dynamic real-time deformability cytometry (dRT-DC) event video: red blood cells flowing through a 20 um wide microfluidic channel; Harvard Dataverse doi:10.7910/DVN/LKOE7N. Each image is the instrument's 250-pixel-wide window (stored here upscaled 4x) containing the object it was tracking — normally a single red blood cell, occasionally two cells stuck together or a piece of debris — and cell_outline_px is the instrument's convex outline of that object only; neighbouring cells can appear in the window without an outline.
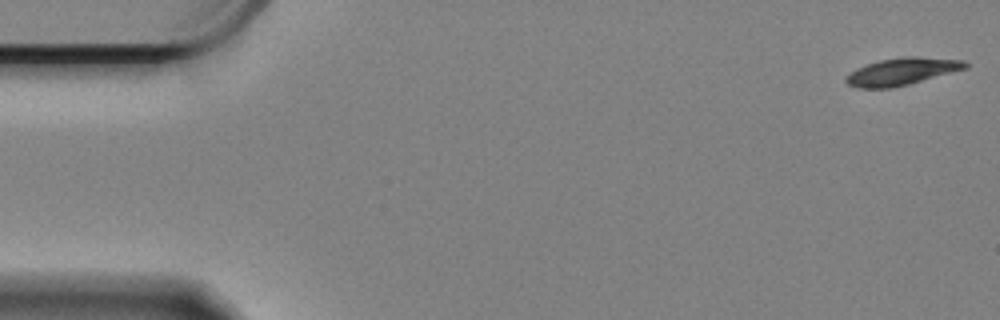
{"species": "Egyptian fruit bat (a non-hibernating species)", "species_latin": "Rousettus aegyptiacus", "temperature_condition": "cold", "stored_images_in_passage": 60, "camera_frame_rate_fps": 3000, "um_per_image_px": 0.085, "animal": {"sex": "female"}, "frame": {"image": 1, "passage_image": 1, "time_ms": 0.0, "image_size_px": [1000, 320], "cell_outline_px": [[968, 68], [908, 84], [892, 88], [856, 88], [848, 84], [844, 80], [844, 76], [856, 68], [880, 60], [904, 56], [916, 56], [964, 60], [968, 64]], "centroid_in_image_um": [76.64, 6.07], "position_along_channel_um": 8.4, "area_um2": 18.96}}
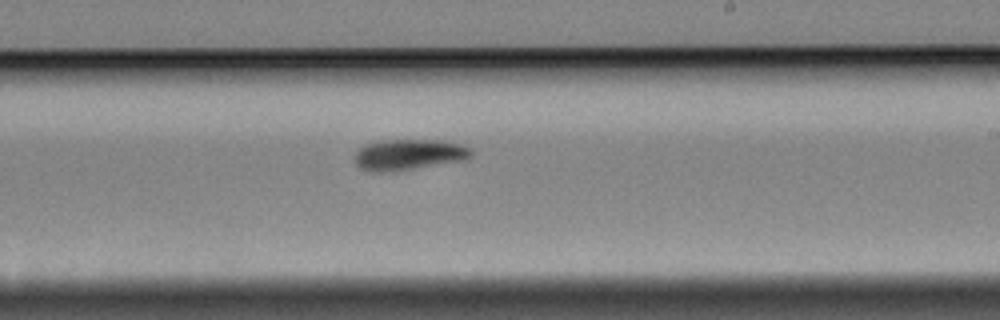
{"frame": {"image": 2, "passage_image": 35, "time_ms": 11.333, "image_size_px": [1000, 320], "cell_outline_px": [[472, 156], [468, 160], [412, 168], [380, 172], [372, 172], [360, 168], [356, 164], [356, 152], [364, 144], [384, 140], [444, 140], [472, 148]], "centroid_in_image_um": [34.78, 13.13], "position_along_channel_um": 254.2, "area_um2": 20.81}}
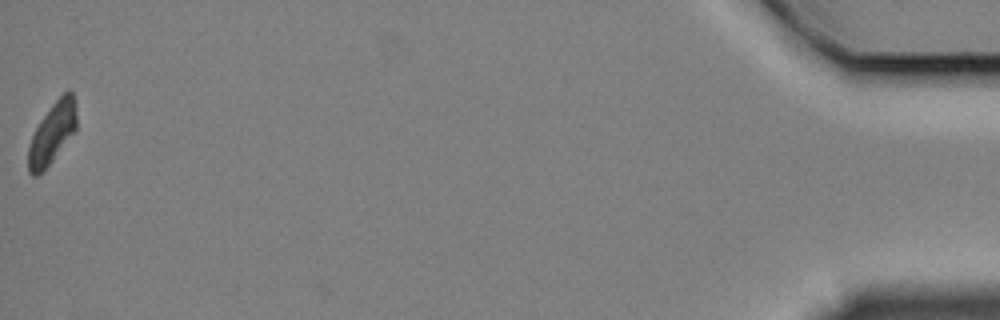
{"frame": {"image": 3, "passage_image": 60, "time_ms": 19.667, "image_size_px": [1000, 320], "cell_outline_px": [[76, 132], [52, 160], [36, 176], [32, 176], [28, 172], [28, 148], [32, 136], [40, 120], [52, 104], [68, 88], [72, 92], [76, 100]], "centroid_in_image_um": [4.46, 11.27], "position_along_channel_um": 430.7, "area_um2": 17.17}, "authors_computed_cell_mechanics": {"area_um2": 19.4786, "velocity_mm_per_s": 3.2876, "shape_relaxation_time_tau1_ms": 2.9136, "shape_relaxation_time_tau2_ms": null, "deformation_change_tau1": 0.1224, "deformation_change_tau2": null}}